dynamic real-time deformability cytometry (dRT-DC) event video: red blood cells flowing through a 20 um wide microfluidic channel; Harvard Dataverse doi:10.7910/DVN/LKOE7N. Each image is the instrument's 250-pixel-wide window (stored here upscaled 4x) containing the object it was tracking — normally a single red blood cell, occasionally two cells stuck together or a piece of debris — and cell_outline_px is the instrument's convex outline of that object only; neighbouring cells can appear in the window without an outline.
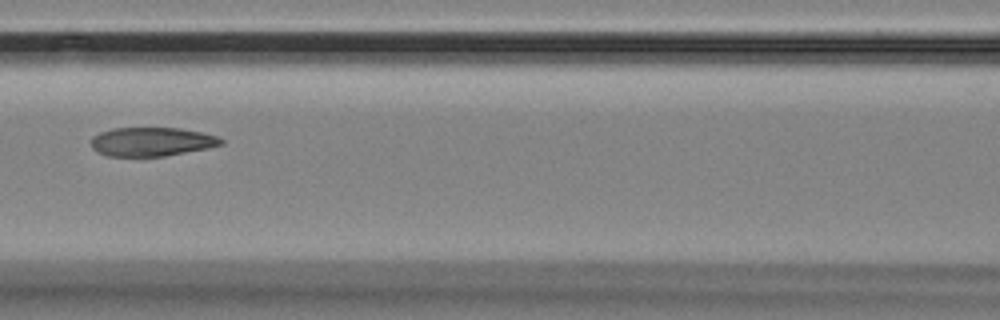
{"species": "Egyptian fruit bat (a non-hibernating species)", "species_latin": "Rousettus aegyptiacus", "temperature_condition": "room temperature", "stored_images_in_passage": 4, "camera_frame_rate_fps": 3000, "um_per_image_px": 0.085, "animal": {"sex": "female"}, "frame": {"image": 1, "passage_image": 4, "time_ms": 4.333, "image_size_px": [1000, 320], "cell_outline_px": [[224, 144], [208, 148], [164, 156], [108, 156], [96, 152], [92, 148], [92, 136], [100, 132], [112, 128], [180, 128], [204, 132], [216, 136], [224, 140]], "centroid_in_image_um": [12.9, 12.04], "position_along_channel_um": 153.7, "area_um2": 21.96}}